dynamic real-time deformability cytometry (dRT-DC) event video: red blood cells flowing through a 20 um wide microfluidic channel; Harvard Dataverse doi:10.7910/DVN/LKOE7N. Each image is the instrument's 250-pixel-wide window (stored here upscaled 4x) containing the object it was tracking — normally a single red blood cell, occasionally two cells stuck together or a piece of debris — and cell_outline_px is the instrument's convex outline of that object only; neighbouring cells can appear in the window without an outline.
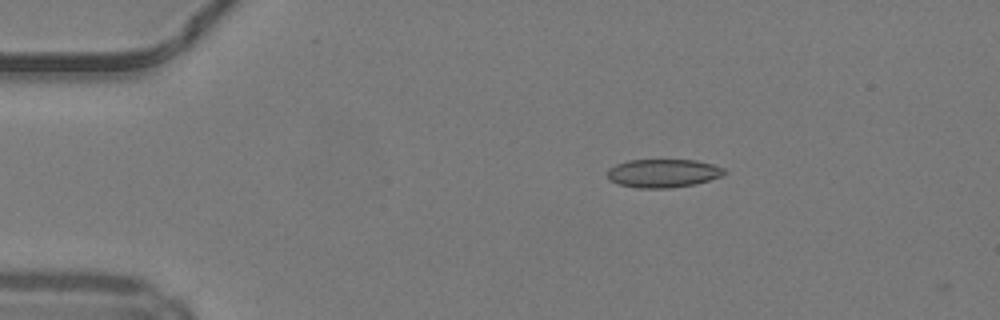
{"species": "common noctule bat (a hibernating species)", "species_latin": "Nyctalus noctula", "temperature_condition": "warm", "stored_images_in_passage": 3, "camera_frame_rate_fps": 3000, "um_per_image_px": 0.085, "animal": {"sex": "male", "body_mass_g": 19.2, "forearm_length_mm": 51.8}, "frame": {"image": 1, "passage_image": 1, "time_ms": 0.0, "image_size_px": [1000, 320], "cell_outline_px": [[728, 172], [720, 176], [696, 184], [672, 188], [636, 188], [620, 184], [608, 180], [608, 168], [616, 164], [628, 160], [696, 160], [712, 164], [724, 168]], "centroid_in_image_um": [56.36, 14.72], "position_along_channel_um": 28.6, "area_um2": 19.42}}